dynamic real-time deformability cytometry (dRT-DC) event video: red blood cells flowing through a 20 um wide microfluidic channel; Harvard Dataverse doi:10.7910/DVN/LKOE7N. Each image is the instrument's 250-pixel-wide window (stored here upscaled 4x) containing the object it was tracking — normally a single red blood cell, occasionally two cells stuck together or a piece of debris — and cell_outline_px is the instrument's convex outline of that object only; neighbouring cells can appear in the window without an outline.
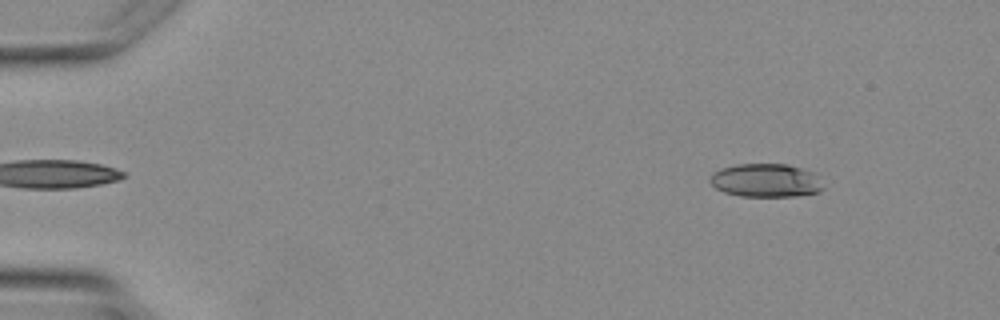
{"species": "Egyptian fruit bat (a non-hibernating species)", "species_latin": "Rousettus aegyptiacus", "temperature_condition": "warm", "stored_images_in_passage": 5, "camera_frame_rate_fps": 3000, "um_per_image_px": 0.085, "animal": {"sex": "female"}, "frame": {"image": 1, "passage_image": 5, "time_ms": 4.667, "image_size_px": [1000, 320], "cell_outline_px": [[824, 188], [820, 192], [796, 196], [740, 196], [724, 192], [716, 188], [708, 180], [712, 172], [720, 168], [736, 164], [788, 164], [816, 172], [820, 176]], "centroid_in_image_um": [65.13, 15.33], "position_along_channel_um": 19.9, "area_um2": 22.48}}